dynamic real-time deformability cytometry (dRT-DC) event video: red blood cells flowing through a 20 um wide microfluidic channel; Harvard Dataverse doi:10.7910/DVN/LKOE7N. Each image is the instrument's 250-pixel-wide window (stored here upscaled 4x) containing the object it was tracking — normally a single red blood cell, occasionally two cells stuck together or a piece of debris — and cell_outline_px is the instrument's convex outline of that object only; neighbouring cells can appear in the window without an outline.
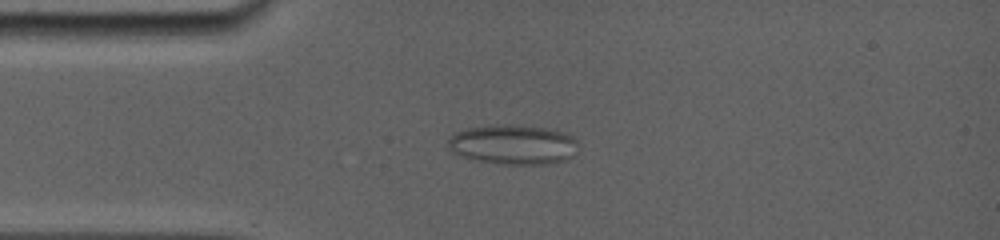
{"species": "common noctule bat (a hibernating species)", "species_latin": "Nyctalus noctula", "temperature_condition": "room temperature", "stored_images_in_passage": 84, "camera_frame_rate_fps": 5000, "um_per_image_px": 0.085, "animal": {"sex": "female", "body_mass_g": 19.0, "forearm_length_mm": 56.7}, "frame": {"image": 1, "passage_image": 14, "time_ms": 3.0, "image_size_px": [1000, 240], "cell_outline_px": [[576, 144], [572, 156], [568, 160], [552, 164], [500, 164], [476, 160], [460, 156], [452, 152], [448, 144], [448, 140], [456, 132], [468, 128], [492, 124], [512, 124], [548, 128], [564, 132], [572, 136], [576, 140]], "centroid_in_image_um": [43.62, 12.28], "position_along_channel_um": 41.4, "area_um2": 30.35}}
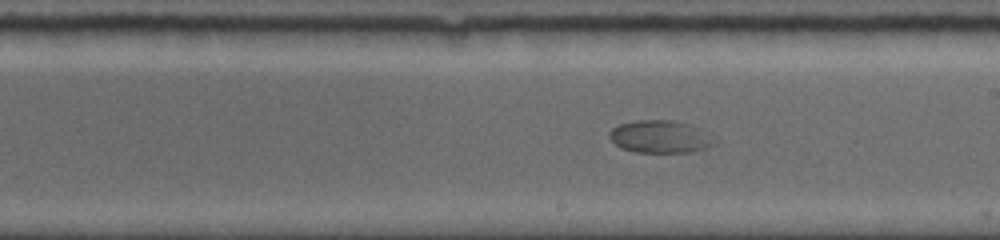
{"frame": {"image": 2, "passage_image": 45, "time_ms": 8.6, "image_size_px": [1000, 240], "cell_outline_px": [[720, 140], [716, 144], [692, 152], [636, 152], [620, 148], [608, 136], [608, 132], [612, 128], [620, 124], [636, 120], [672, 120], [692, 124]], "centroid_in_image_um": [56.16, 11.61], "position_along_channel_um": 232.8, "area_um2": 20.23}}
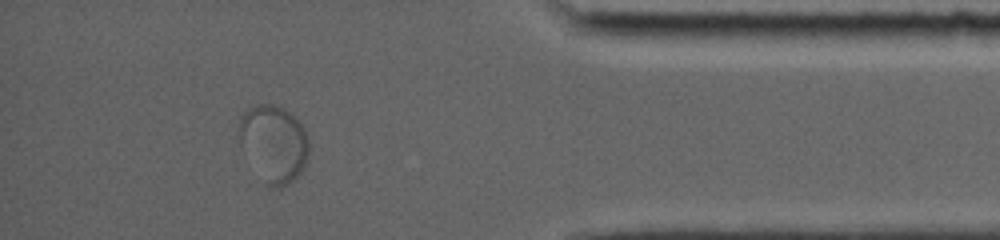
{"frame": {"image": 3, "passage_image": 74, "time_ms": 14.0, "image_size_px": [1000, 240], "cell_outline_px": [[308, 160], [304, 168], [288, 184], [280, 188], [272, 188], [264, 180], [240, 144], [236, 132], [236, 128], [240, 116], [252, 104], [272, 104], [284, 108], [292, 112], [296, 116], [304, 128], [308, 136]], "centroid_in_image_um": [23.26, 12.13], "position_along_channel_um": 411.9, "area_um2": 31.62}}